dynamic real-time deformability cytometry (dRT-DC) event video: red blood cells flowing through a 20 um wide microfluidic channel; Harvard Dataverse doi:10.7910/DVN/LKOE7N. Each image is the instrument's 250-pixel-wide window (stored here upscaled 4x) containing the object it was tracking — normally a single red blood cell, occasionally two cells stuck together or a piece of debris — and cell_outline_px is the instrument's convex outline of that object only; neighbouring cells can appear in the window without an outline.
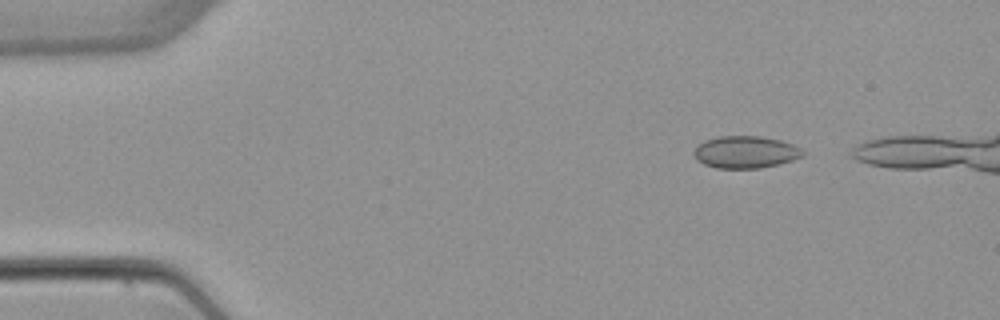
{"species": "common noctule bat (a hibernating species)", "species_latin": "Nyctalus noctula", "temperature_condition": "warm", "stored_images_in_passage": 5, "camera_frame_rate_fps": 3000, "um_per_image_px": 0.085, "animal": {"sex": "female", "body_mass_g": 22.7, "forearm_length_mm": 54.2}, "frame": {"image": 1, "passage_image": 2, "time_ms": 1.333, "image_size_px": [1000, 320], "cell_outline_px": [[804, 156], [780, 164], [760, 168], [716, 168], [704, 164], [696, 160], [692, 152], [704, 140], [720, 136], [760, 136], [780, 140], [792, 144], [800, 148], [804, 152]], "centroid_in_image_um": [63.36, 12.93], "position_along_channel_um": 21.6, "area_um2": 20.46}}